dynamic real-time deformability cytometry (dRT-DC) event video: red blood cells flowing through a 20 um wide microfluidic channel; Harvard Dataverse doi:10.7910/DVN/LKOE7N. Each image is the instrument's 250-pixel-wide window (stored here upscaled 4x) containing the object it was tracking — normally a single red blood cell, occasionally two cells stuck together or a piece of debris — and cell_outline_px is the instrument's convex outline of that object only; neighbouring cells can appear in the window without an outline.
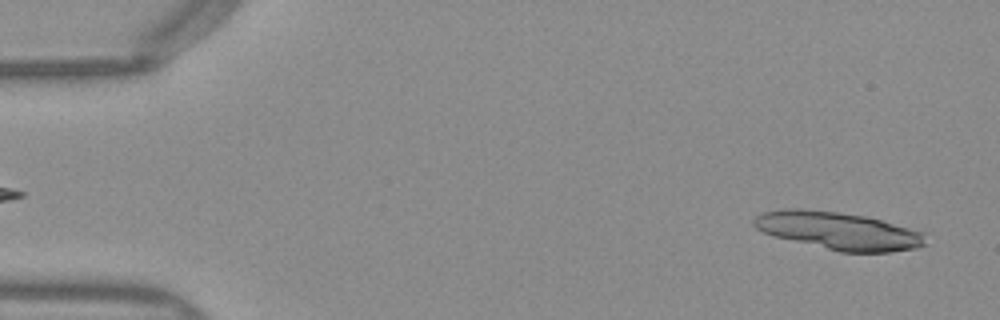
{"species": "Egyptian fruit bat (a non-hibernating species)", "species_latin": "Rousettus aegyptiacus", "temperature_condition": "warm", "stored_images_in_passage": 23, "segment_of_instrument_passage": [1, 2], "camera_frame_rate_fps": 3000, "um_per_image_px": 0.085, "frame": {"image": 1, "passage_image": 3, "time_ms": 0.667, "image_size_px": [1000, 320], "cell_outline_px": [[924, 244], [916, 248], [892, 252], [840, 252], [772, 236], [756, 228], [752, 224], [752, 220], [756, 216], [764, 212], [784, 208], [804, 208], [836, 212], [864, 216], [880, 220], [924, 232]], "centroid_in_image_um": [71.21, 19.61], "position_along_channel_um": 13.8, "area_um2": 37.51}}